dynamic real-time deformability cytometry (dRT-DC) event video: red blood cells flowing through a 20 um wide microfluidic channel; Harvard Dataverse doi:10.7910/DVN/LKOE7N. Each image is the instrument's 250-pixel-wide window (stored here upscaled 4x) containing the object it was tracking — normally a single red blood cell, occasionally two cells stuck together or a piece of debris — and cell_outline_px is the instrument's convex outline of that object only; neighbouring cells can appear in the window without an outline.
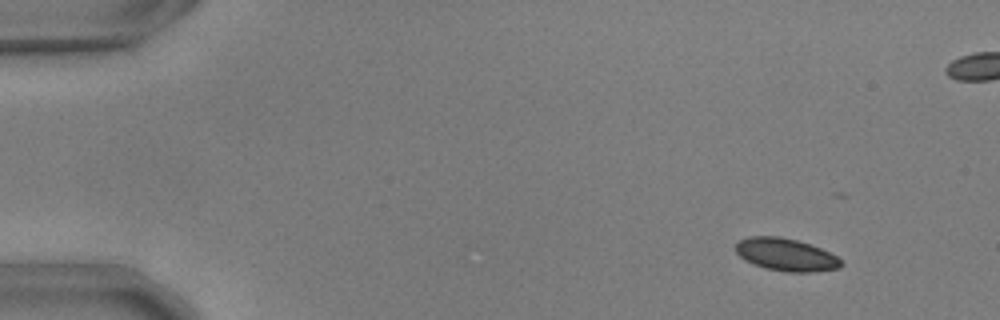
{"species": "common noctule bat (a hibernating species)", "species_latin": "Nyctalus noctula", "temperature_condition": "warm", "stored_images_in_passage": 18, "camera_frame_rate_fps": 3000, "um_per_image_px": 0.085, "animal": {"sex": "male", "body_mass_g": 17.9, "forearm_length_mm": 54.2}, "frame": {"image": 1, "passage_image": 6, "time_ms": 1.667, "image_size_px": [1000, 320], "cell_outline_px": [[844, 264], [840, 268], [812, 272], [784, 272], [752, 264], [744, 260], [736, 252], [736, 244], [740, 240], [748, 236], [780, 236], [796, 240], [820, 248], [836, 256]], "centroid_in_image_um": [66.79, 21.65], "position_along_channel_um": 18.2, "area_um2": 19.94}}